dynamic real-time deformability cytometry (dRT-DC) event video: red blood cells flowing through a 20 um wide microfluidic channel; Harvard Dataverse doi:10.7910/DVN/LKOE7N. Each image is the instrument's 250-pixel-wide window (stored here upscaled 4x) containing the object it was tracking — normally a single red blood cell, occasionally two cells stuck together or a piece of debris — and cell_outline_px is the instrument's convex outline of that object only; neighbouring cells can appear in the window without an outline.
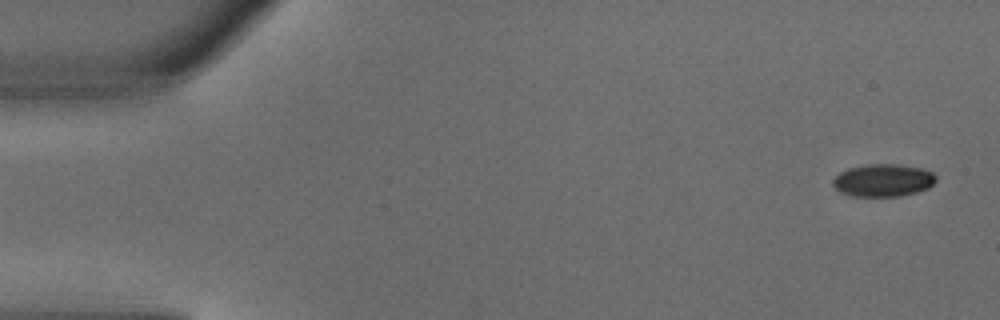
{"species": "common noctule bat (a hibernating species)", "species_latin": "Nyctalus noctula", "temperature_condition": "warm", "stored_images_in_passage": 5, "camera_frame_rate_fps": 3000, "um_per_image_px": 0.085, "animal": {"sex": "male", "body_mass_g": 18.8}, "frame": {"image": 1, "passage_image": 1, "time_ms": 0.0, "image_size_px": [1000, 320], "cell_outline_px": [[936, 180], [928, 188], [916, 192], [900, 196], [848, 196], [840, 192], [832, 184], [832, 180], [840, 172], [848, 168], [868, 164], [896, 164], [920, 168], [932, 172], [936, 176]], "centroid_in_image_um": [75.04, 15.33], "position_along_channel_um": 10.0, "area_um2": 19.54}}